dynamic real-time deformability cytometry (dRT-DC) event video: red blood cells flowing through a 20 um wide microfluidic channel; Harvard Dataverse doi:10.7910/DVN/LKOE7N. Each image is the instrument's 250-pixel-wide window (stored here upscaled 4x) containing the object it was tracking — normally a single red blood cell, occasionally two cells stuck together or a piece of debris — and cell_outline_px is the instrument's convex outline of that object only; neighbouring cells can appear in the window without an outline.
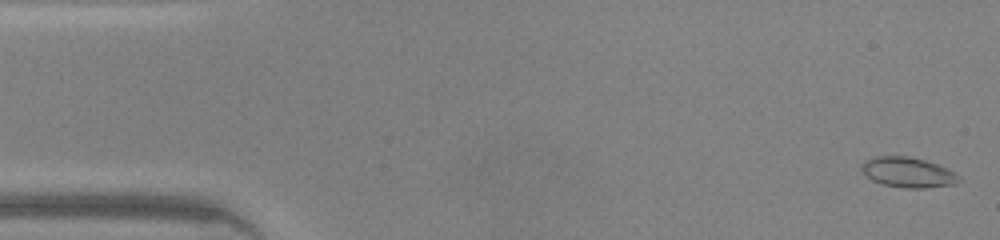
{"species": "common noctule bat (a hibernating species)", "species_latin": "Nyctalus noctula", "temperature_condition": "warm", "stored_images_in_passage": 47, "camera_frame_rate_fps": 3000, "um_per_image_px": 0.085, "animal": {"sex": "male", "body_mass_g": 20.0, "forearm_length_mm": 53.3}, "frame": {"image": 1, "passage_image": 1, "time_ms": 0.0, "image_size_px": [1000, 240], "cell_outline_px": [[960, 180], [956, 184], [924, 188], [904, 188], [884, 184], [872, 180], [860, 168], [864, 160], [876, 156], [908, 156], [924, 160], [936, 164], [956, 172], [960, 176]], "centroid_in_image_um": [77.19, 14.65], "position_along_channel_um": 7.8, "area_um2": 17.05}}
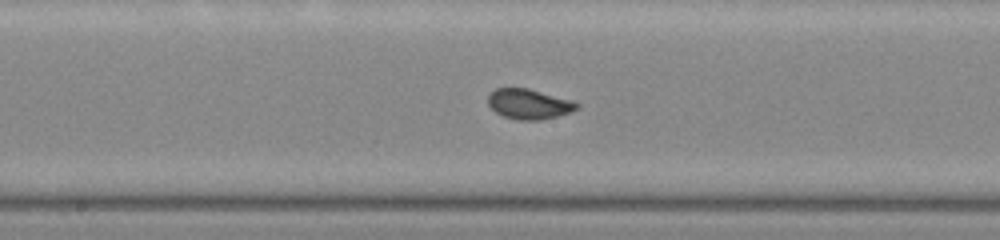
{"frame": {"image": 2, "passage_image": 23, "time_ms": 7.333, "image_size_px": [1000, 240], "cell_outline_px": [[580, 104], [576, 108], [568, 112], [556, 116], [540, 120], [520, 120], [504, 116], [496, 112], [488, 104], [488, 96], [496, 88], [528, 88], [572, 100]], "centroid_in_image_um": [44.94, 8.83], "position_along_channel_um": 203.3, "area_um2": 15.32}}
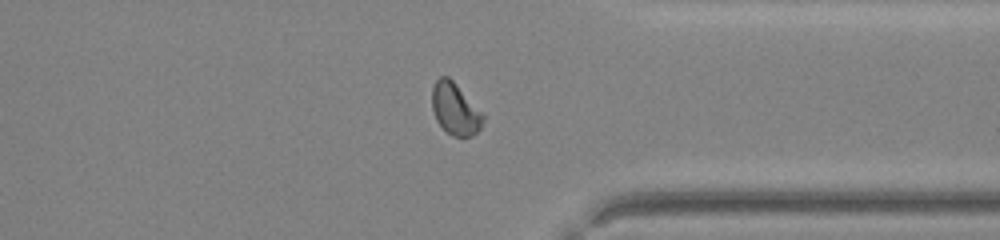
{"frame": {"image": 3, "passage_image": 35, "time_ms": 11.333, "image_size_px": [1000, 240], "cell_outline_px": [[484, 120], [480, 128], [472, 136], [452, 136], [436, 120], [432, 108], [432, 88], [436, 80], [440, 76], [448, 76], [456, 84], [484, 116]], "centroid_in_image_um": [38.66, 9.26], "position_along_channel_um": 372.7, "area_um2": 15.03}, "authors_computed_cell_mechanics": {"area_um2": 15.8372, "velocity_mm_per_s": 4.3689, "shape_relaxation_time_tau1_ms": 4.4791, "shape_relaxation_time_tau2_ms": null, "deformation_change_tau1": 0.1113, "deformation_change_tau2": null}}